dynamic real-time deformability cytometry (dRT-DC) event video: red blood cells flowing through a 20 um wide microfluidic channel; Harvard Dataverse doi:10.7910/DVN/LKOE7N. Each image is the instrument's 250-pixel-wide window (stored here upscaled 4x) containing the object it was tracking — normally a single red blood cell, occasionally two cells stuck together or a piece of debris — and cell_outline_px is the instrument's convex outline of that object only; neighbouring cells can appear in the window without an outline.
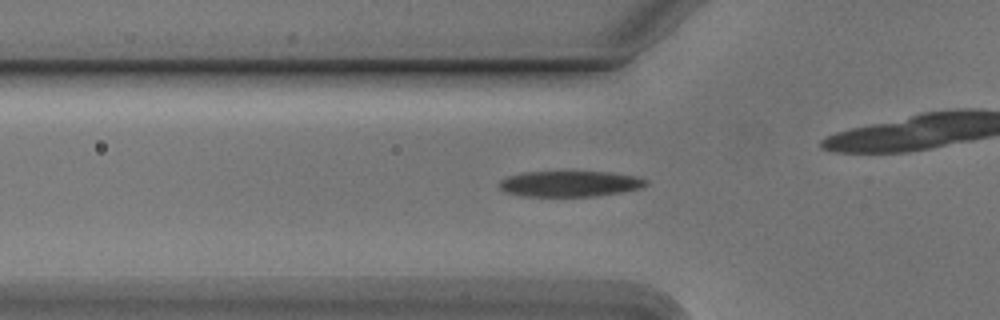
{"species": "Egyptian fruit bat (a non-hibernating species)", "species_latin": "Rousettus aegyptiacus", "temperature_condition": "cold", "stored_images_in_passage": 50, "camera_frame_rate_fps": 3000, "um_per_image_px": 0.085, "animal": {"sex": "male"}, "frame": {"image": 1, "passage_image": 13, "time_ms": 4.0, "image_size_px": [1000, 320], "cell_outline_px": [[648, 184], [640, 188], [620, 192], [596, 196], [524, 196], [508, 192], [500, 188], [500, 180], [508, 176], [524, 172], [612, 172], [636, 176], [648, 180]], "centroid_in_image_um": [48.48, 15.61], "position_along_channel_um": 77.3, "area_um2": 21.85}}
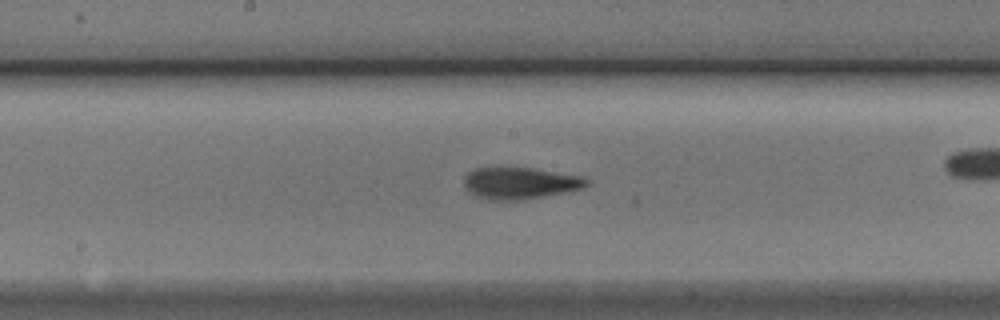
{"frame": {"image": 2, "passage_image": 23, "time_ms": 7.333, "image_size_px": [1000, 320], "cell_outline_px": [[592, 180], [584, 188], [568, 192], [520, 200], [488, 200], [476, 196], [464, 184], [464, 176], [468, 172], [476, 168], [496, 164], [500, 164], [536, 168], [584, 176]], "centroid_in_image_um": [44.23, 15.51], "position_along_channel_um": 204.0, "area_um2": 23.76}}
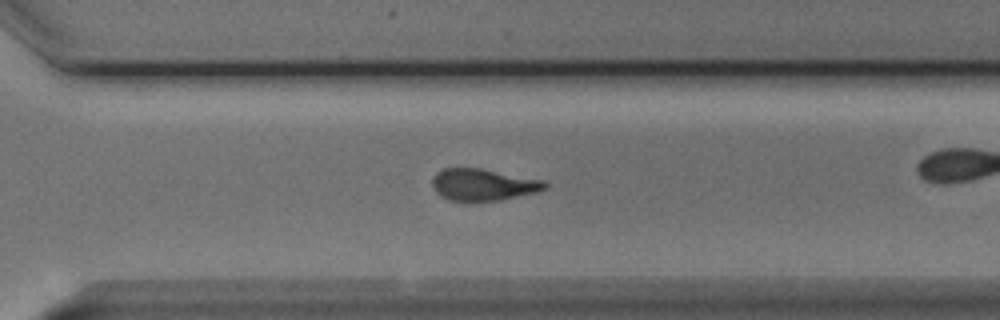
{"frame": {"image": 3, "passage_image": 33, "time_ms": 10.667, "image_size_px": [1000, 320], "cell_outline_px": [[548, 188], [536, 192], [500, 200], [476, 204], [448, 200], [440, 196], [436, 192], [432, 184], [432, 176], [436, 172], [444, 168], [480, 168], [544, 180], [548, 184]], "centroid_in_image_um": [41.04, 15.73], "position_along_channel_um": 329.6, "area_um2": 21.56}, "authors_computed_cell_mechanics": {"area_um2": 21.8773, "velocity_mm_per_s": 3.7798, "shape_relaxation_time_tau1_ms": 2.6403, "shape_relaxation_time_tau2_ms": 1.9574, "deformation_change_tau1": 0.1546, "deformation_change_tau2": 0.0974}}